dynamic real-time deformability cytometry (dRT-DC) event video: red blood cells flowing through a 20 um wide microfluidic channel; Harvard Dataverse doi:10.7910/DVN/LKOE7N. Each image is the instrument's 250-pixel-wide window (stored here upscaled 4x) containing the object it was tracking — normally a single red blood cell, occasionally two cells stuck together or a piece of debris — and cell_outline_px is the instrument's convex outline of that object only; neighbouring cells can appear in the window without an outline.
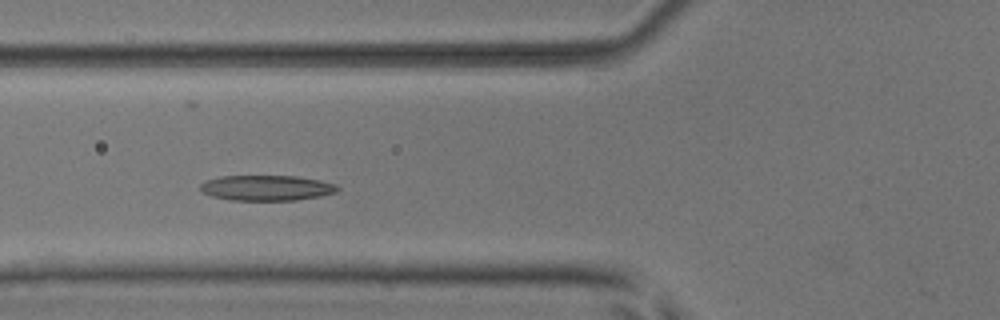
{"species": "common noctule bat (a hibernating species)", "species_latin": "Nyctalus noctula", "temperature_condition": "room temperature", "stored_images_in_passage": 6, "camera_frame_rate_fps": 3000, "um_per_image_px": 0.085, "animal": {"sex": "male", "body_mass_g": 17.9, "forearm_length_mm": 54.2}, "frame": {"image": 1, "passage_image": 4, "time_ms": 1.0, "image_size_px": [1000, 320], "cell_outline_px": [[340, 188], [336, 192], [320, 196], [296, 200], [232, 200], [212, 196], [204, 192], [200, 188], [200, 184], [204, 180], [220, 176], [296, 176], [320, 180], [336, 184]], "centroid_in_image_um": [22.66, 15.96], "position_along_channel_um": 103.1, "area_um2": 20.29}}
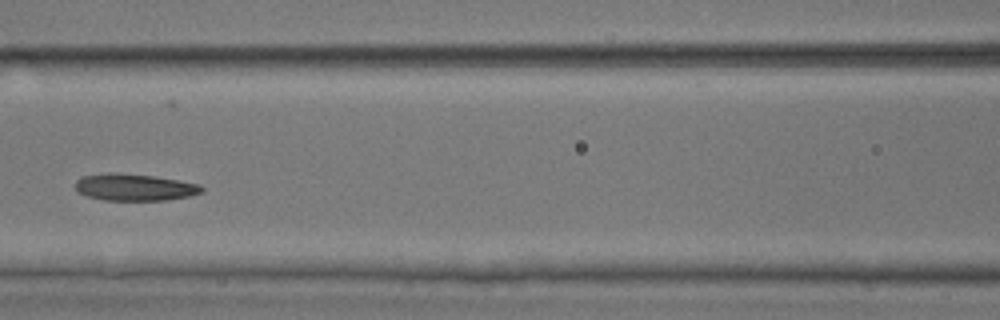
{"frame": {"image": 2, "passage_image": 5, "time_ms": 1.333, "image_size_px": [1000, 320], "cell_outline_px": [[204, 192], [188, 196], [164, 200], [104, 200], [88, 196], [76, 192], [76, 180], [84, 176], [116, 172], [152, 176], [200, 184], [204, 188]], "centroid_in_image_um": [11.44, 15.92], "position_along_channel_um": 155.2, "area_um2": 19.59}}
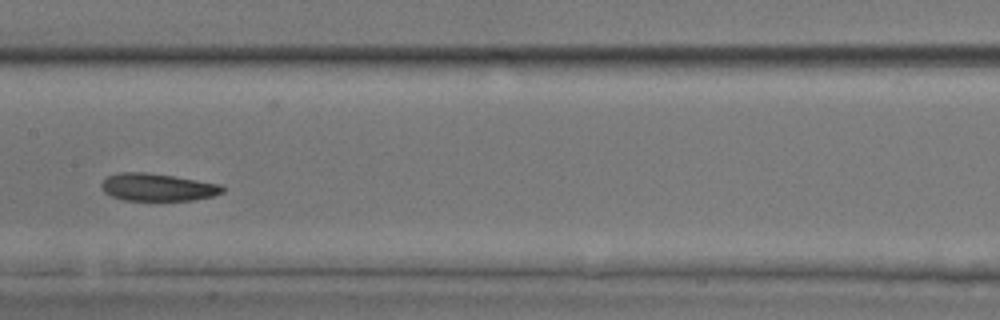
{"frame": {"image": 3, "passage_image": 6, "time_ms": 1.667, "image_size_px": [1000, 320], "cell_outline_px": [[224, 192], [212, 196], [192, 200], [124, 200], [112, 196], [104, 192], [100, 184], [108, 176], [120, 172], [144, 172], [172, 176], [220, 184], [224, 188]], "centroid_in_image_um": [13.38, 15.91], "position_along_channel_um": 194.0, "area_um2": 19.19}}